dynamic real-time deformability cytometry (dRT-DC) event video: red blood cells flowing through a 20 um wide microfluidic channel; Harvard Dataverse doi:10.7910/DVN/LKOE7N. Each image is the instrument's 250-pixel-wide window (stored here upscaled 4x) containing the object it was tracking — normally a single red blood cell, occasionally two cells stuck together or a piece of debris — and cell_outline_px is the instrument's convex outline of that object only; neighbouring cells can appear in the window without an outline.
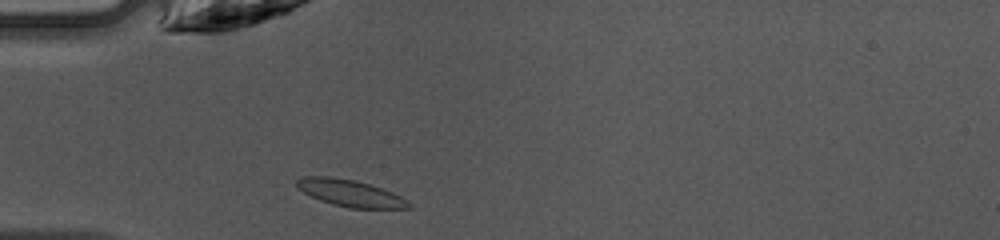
{"species": "common noctule bat (a hibernating species)", "species_latin": "Nyctalus noctula", "temperature_condition": "warm", "stored_images_in_passage": 34, "camera_frame_rate_fps": 3000, "um_per_image_px": 0.085, "animal": {"sex": "female", "body_mass_g": 10.0, "forearm_length_mm": 53.1}, "frame": {"image": 1, "passage_image": 1, "time_ms": 0.0, "image_size_px": [1000, 240], "cell_outline_px": [[412, 208], [348, 208], [332, 204], [320, 200], [296, 188], [296, 180], [300, 176], [328, 176], [356, 180], [392, 192], [408, 200], [412, 204]], "centroid_in_image_um": [29.75, 16.41], "position_along_channel_um": 55.3, "area_um2": 17.51}}
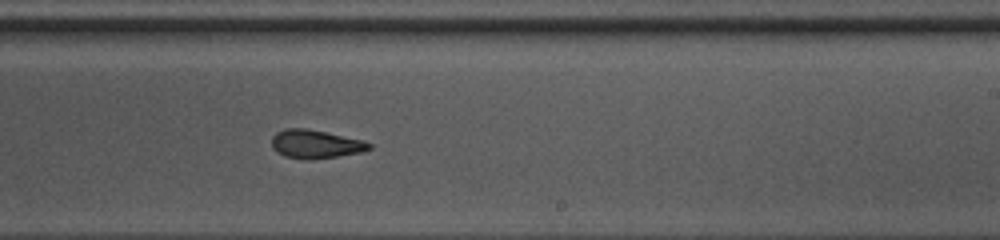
{"frame": {"image": 2, "passage_image": 16, "time_ms": 5.0, "image_size_px": [1000, 240], "cell_outline_px": [[372, 148], [360, 152], [336, 156], [304, 160], [284, 156], [276, 152], [272, 148], [272, 136], [276, 132], [284, 128], [304, 128], [364, 140], [372, 144]], "centroid_in_image_um": [26.78, 12.24], "position_along_channel_um": 262.2, "area_um2": 16.13}}
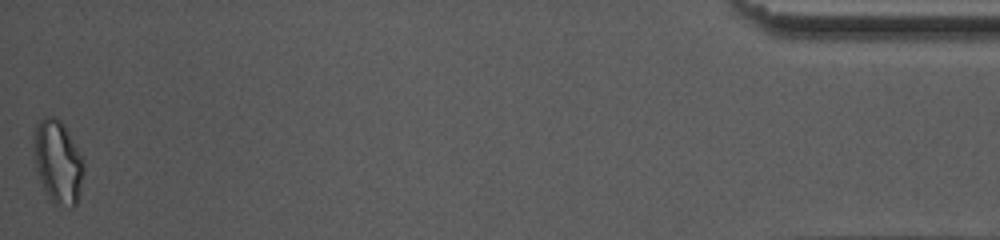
{"frame": {"image": 3, "passage_image": 34, "time_ms": 11.0, "image_size_px": [1000, 240], "cell_outline_px": [[84, 168], [76, 204], [72, 208], [56, 204], [48, 196], [36, 172], [32, 148], [32, 136], [36, 124], [44, 116], [56, 116], [64, 124], [84, 160]], "centroid_in_image_um": [4.88, 13.7], "position_along_channel_um": 430.3, "area_um2": 24.45}, "authors_computed_cell_mechanics": {"area_um2": 16.762, "velocity_mm_per_s": 4.2632, "shape_relaxation_time_tau1_ms": 4.6099, "shape_relaxation_time_tau2_ms": 2.6578, "deformation_change_tau1": 0.1555, "deformation_change_tau2": 0.0777}}